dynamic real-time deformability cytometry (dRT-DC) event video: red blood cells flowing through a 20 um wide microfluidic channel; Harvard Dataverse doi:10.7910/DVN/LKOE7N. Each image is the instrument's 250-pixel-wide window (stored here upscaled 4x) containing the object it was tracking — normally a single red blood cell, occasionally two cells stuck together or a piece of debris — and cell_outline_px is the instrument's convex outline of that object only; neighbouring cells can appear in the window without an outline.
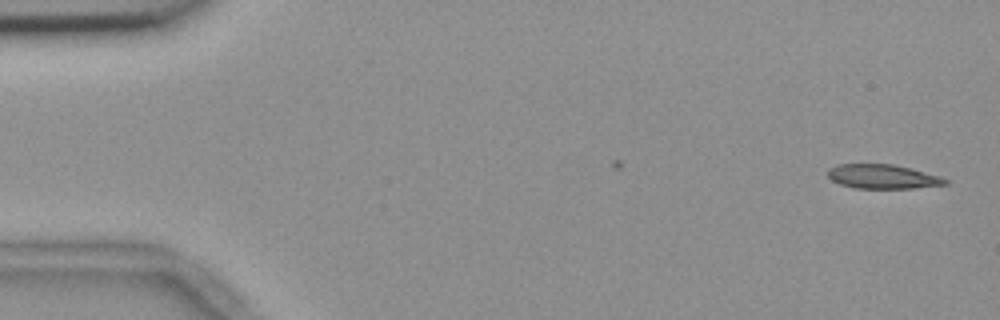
{"species": "common noctule bat (a hibernating species)", "species_latin": "Nyctalus noctula", "temperature_condition": "room temperature", "stored_images_in_passage": 42, "camera_frame_rate_fps": 3000, "um_per_image_px": 0.085, "animal": {"sex": "female", "body_mass_g": 18.4}, "frame": {"image": 1, "passage_image": 1, "time_ms": 0.0, "image_size_px": [1000, 320], "cell_outline_px": [[948, 184], [912, 188], [856, 188], [840, 184], [832, 180], [828, 176], [828, 168], [836, 164], [892, 164], [912, 168], [940, 176], [948, 180]], "centroid_in_image_um": [75.02, 15.0], "position_along_channel_um": 10.0, "area_um2": 16.59}}
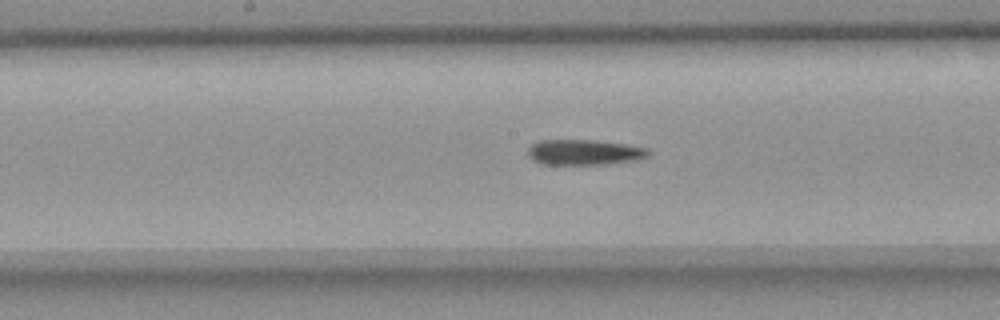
{"frame": {"image": 2, "passage_image": 27, "time_ms": 8.667, "image_size_px": [1000, 320], "cell_outline_px": [[652, 152], [648, 156], [640, 160], [608, 164], [540, 164], [532, 160], [528, 156], [528, 148], [536, 140], [596, 140], [624, 144], [648, 148]], "centroid_in_image_um": [49.68, 12.94], "position_along_channel_um": 198.5, "area_um2": 18.15}}
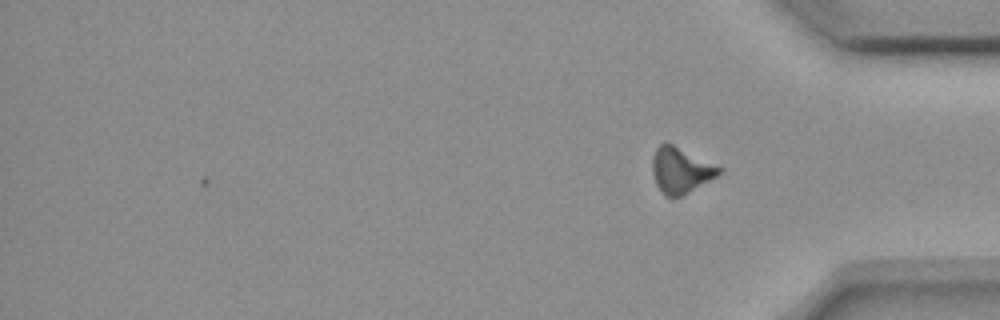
{"frame": {"image": 3, "passage_image": 42, "time_ms": 13.667, "image_size_px": [1000, 320], "cell_outline_px": [[724, 168], [716, 176], [688, 192], [680, 196], [664, 196], [656, 184], [652, 172], [652, 156], [656, 148], [664, 140]], "centroid_in_image_um": [57.82, 14.44], "position_along_channel_um": 377.4, "area_um2": 17.69}}